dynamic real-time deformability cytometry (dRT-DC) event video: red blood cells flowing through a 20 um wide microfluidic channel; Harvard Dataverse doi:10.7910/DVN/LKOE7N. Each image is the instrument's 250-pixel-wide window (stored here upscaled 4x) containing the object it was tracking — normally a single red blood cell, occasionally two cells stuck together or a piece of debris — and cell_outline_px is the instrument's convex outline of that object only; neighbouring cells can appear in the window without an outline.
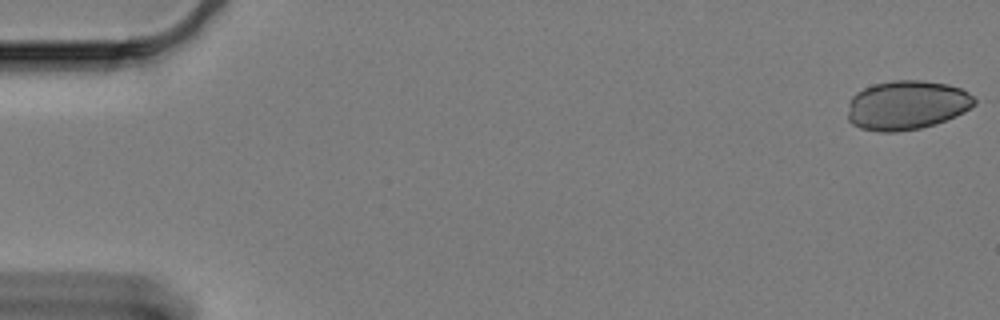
{"species": "Egyptian fruit bat (a non-hibernating species)", "species_latin": "Rousettus aegyptiacus", "temperature_condition": "cold", "stored_images_in_passage": 20, "camera_frame_rate_fps": 3000, "um_per_image_px": 0.085, "animal": {"sex": "female"}, "frame": {"image": 1, "passage_image": 1, "time_ms": 0.0, "image_size_px": [1000, 320], "cell_outline_px": [[976, 104], [964, 112], [956, 116], [936, 124], [920, 128], [896, 132], [880, 132], [860, 128], [852, 124], [848, 120], [848, 104], [852, 96], [856, 92], [864, 88], [876, 84], [896, 80], [920, 80], [948, 84], [960, 88], [968, 92], [976, 100]], "centroid_in_image_um": [77.07, 8.94], "position_along_channel_um": 7.9, "area_um2": 36.47}}